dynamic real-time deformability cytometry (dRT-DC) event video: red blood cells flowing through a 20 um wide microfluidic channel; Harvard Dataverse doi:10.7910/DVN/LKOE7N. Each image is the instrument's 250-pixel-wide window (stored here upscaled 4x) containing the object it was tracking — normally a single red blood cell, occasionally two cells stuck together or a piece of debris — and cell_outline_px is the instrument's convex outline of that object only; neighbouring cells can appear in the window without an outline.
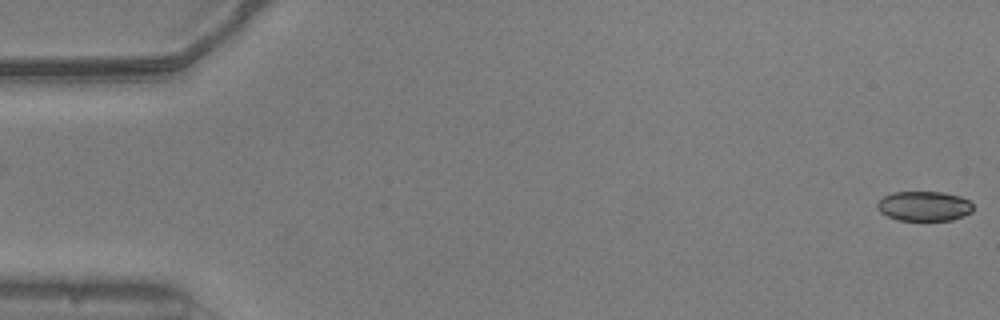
{"species": "common noctule bat (a hibernating species)", "species_latin": "Nyctalus noctula", "temperature_condition": "warm", "stored_images_in_passage": 54, "camera_frame_rate_fps": 3000, "um_per_image_px": 0.085, "animal": {"sex": "male", "body_mass_g": 20.5, "forearm_length_mm": 52.5}, "frame": {"image": 1, "passage_image": 1, "time_ms": 0.0, "image_size_px": [1000, 320], "cell_outline_px": [[972, 212], [964, 216], [952, 220], [896, 220], [880, 212], [876, 208], [876, 204], [884, 196], [892, 192], [944, 192], [960, 196], [968, 200], [972, 204]], "centroid_in_image_um": [78.54, 17.52], "position_along_channel_um": 6.5, "area_um2": 16.7}}
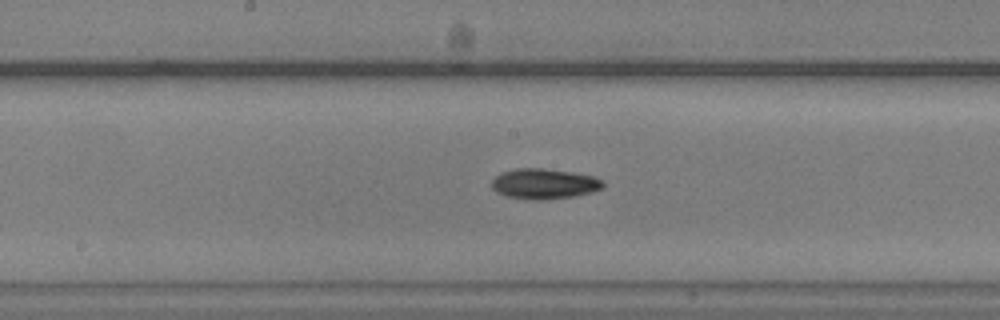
{"frame": {"image": 2, "passage_image": 28, "time_ms": 9.0, "image_size_px": [1000, 320], "cell_outline_px": [[604, 184], [600, 188], [592, 192], [576, 196], [544, 200], [532, 200], [504, 196], [496, 192], [492, 188], [492, 180], [500, 172], [516, 168], [540, 168], [572, 172], [592, 176], [604, 180]], "centroid_in_image_um": [46.22, 15.63], "position_along_channel_um": 202.0, "area_um2": 19.83}}
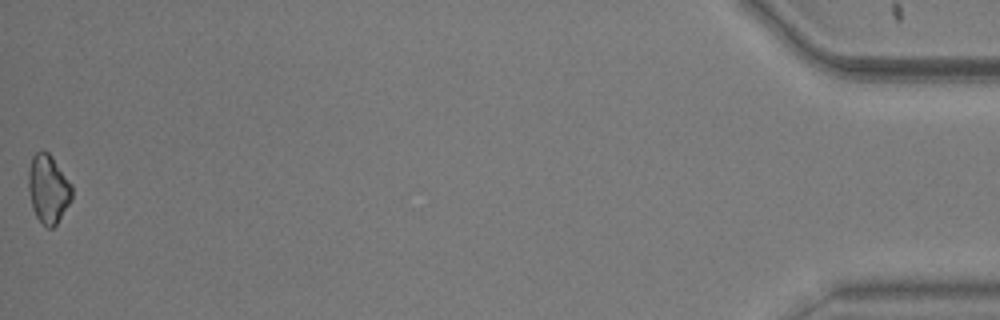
{"frame": {"image": 3, "passage_image": 54, "time_ms": 17.667, "image_size_px": [1000, 320], "cell_outline_px": [[72, 200], [56, 224], [52, 228], [48, 228], [36, 216], [32, 208], [28, 188], [28, 172], [32, 156], [36, 152], [48, 152], [52, 156], [72, 184]], "centroid_in_image_um": [4.1, 16.05], "position_along_channel_um": 431.1, "area_um2": 17.34}, "authors_computed_cell_mechanics": {"area_um2": 18.2937, "velocity_mm_per_s": 3.7956, "shape_relaxation_time_tau1_ms": 3.2376, "shape_relaxation_time_tau2_ms": null, "deformation_change_tau1": 0.1447, "deformation_change_tau2": null}}